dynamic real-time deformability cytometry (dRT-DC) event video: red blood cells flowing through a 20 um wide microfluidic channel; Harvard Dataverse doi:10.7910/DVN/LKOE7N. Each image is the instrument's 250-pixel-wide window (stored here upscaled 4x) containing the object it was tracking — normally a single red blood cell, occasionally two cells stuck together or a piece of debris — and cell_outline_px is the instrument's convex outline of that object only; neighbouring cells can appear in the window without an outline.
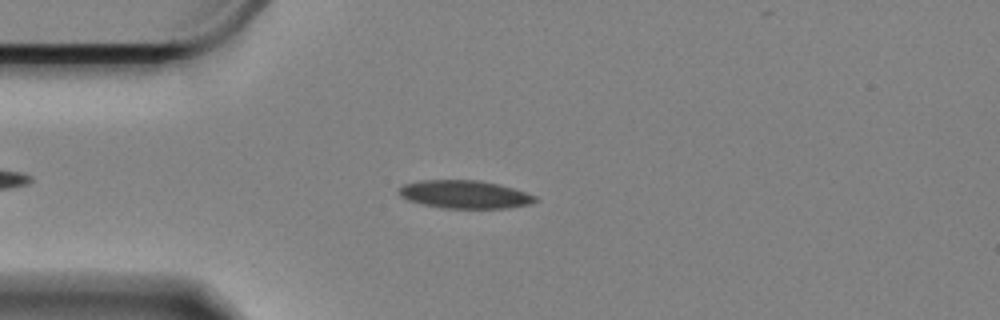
{"species": "Egyptian fruit bat (a non-hibernating species)", "species_latin": "Rousettus aegyptiacus", "temperature_condition": "cold", "stored_images_in_passage": 42, "camera_frame_rate_fps": 3000, "um_per_image_px": 0.085, "animal": {"sex": "female"}, "frame": {"image": 1, "passage_image": 11, "time_ms": 3.333, "image_size_px": [1000, 320], "cell_outline_px": [[540, 200], [528, 204], [504, 208], [440, 208], [408, 200], [400, 196], [400, 188], [404, 184], [420, 180], [480, 180], [500, 184], [536, 196]], "centroid_in_image_um": [39.51, 16.52], "position_along_channel_um": 45.5, "area_um2": 22.14}}
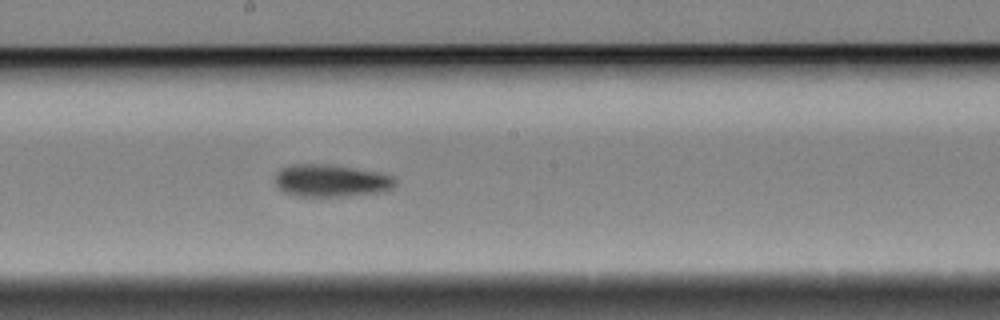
{"frame": {"image": 2, "passage_image": 28, "time_ms": 9.0, "image_size_px": [1000, 320], "cell_outline_px": [[396, 184], [392, 188], [384, 192], [344, 196], [296, 196], [284, 192], [276, 184], [276, 172], [280, 168], [292, 164], [328, 164], [380, 172], [392, 176], [396, 180]], "centroid_in_image_um": [28.15, 15.35], "position_along_channel_um": 220.0, "area_um2": 22.77}}
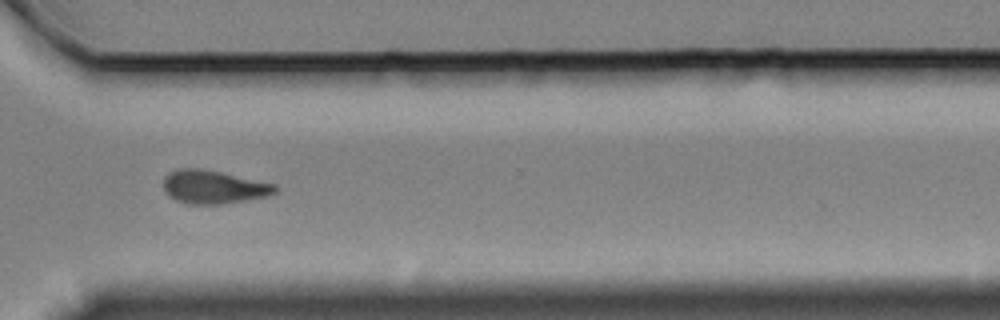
{"frame": {"image": 3, "passage_image": 40, "time_ms": 13.0, "image_size_px": [1000, 320], "cell_outline_px": [[280, 188], [276, 192], [268, 196], [220, 204], [188, 204], [176, 200], [168, 196], [164, 192], [164, 176], [168, 172], [176, 168], [200, 168], [220, 172], [276, 184]], "centroid_in_image_um": [18.13, 15.88], "position_along_channel_um": 352.5, "area_um2": 21.85}, "authors_computed_cell_mechanics": {"area_um2": 21.964, "velocity_mm_per_s": 3.3121, "shape_relaxation_time_tau1_ms": 4.8183, "shape_relaxation_time_tau2_ms": null, "deformation_change_tau1": 0.1266, "deformation_change_tau2": null}}